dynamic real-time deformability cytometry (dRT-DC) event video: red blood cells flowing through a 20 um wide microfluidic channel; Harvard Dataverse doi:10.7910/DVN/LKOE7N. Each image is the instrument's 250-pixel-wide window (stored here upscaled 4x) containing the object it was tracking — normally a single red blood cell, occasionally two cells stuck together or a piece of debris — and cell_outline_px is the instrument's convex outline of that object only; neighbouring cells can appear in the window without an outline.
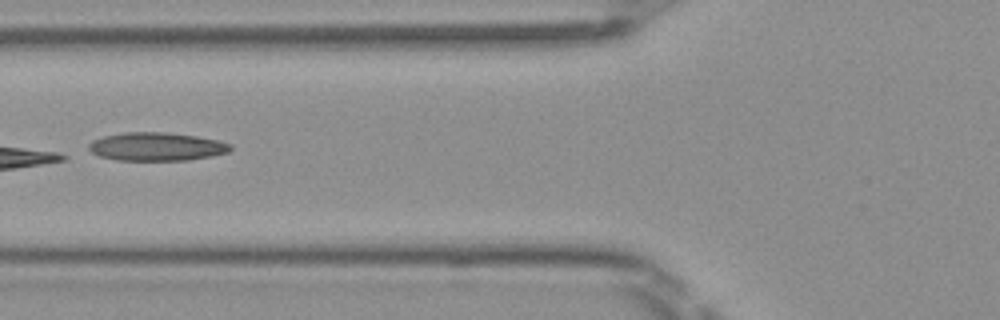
{"species": "Egyptian fruit bat (a non-hibernating species)", "species_latin": "Rousettus aegyptiacus", "temperature_condition": "room temperature", "stored_images_in_passage": 7, "camera_frame_rate_fps": 3000, "um_per_image_px": 0.085, "frame": {"image": 1, "passage_image": 6, "time_ms": 1.667, "image_size_px": [1000, 320], "cell_outline_px": [[232, 148], [228, 152], [212, 156], [188, 160], [116, 160], [100, 156], [92, 152], [88, 148], [88, 144], [92, 140], [104, 136], [124, 132], [168, 132], [196, 136], [216, 140], [232, 144]], "centroid_in_image_um": [13.3, 12.46], "position_along_channel_um": 112.5, "area_um2": 23.41}}
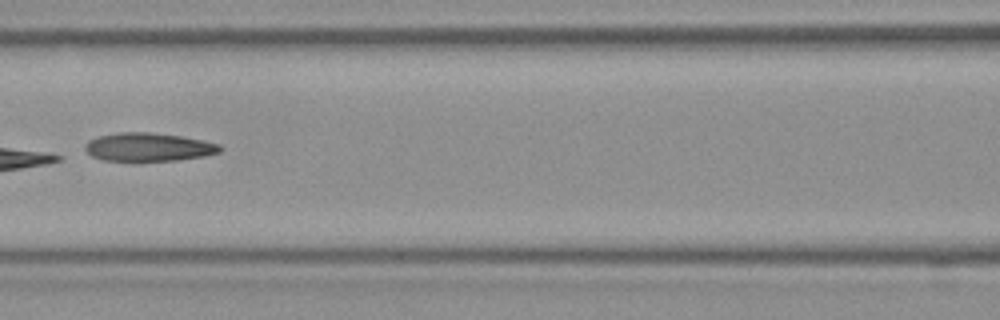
{"frame": {"image": 2, "passage_image": 7, "time_ms": 2.0, "image_size_px": [1000, 320], "cell_outline_px": [[224, 148], [220, 152], [204, 156], [176, 160], [104, 160], [92, 156], [84, 148], [84, 144], [88, 140], [96, 136], [116, 132], [152, 132], [180, 136], [204, 140], [220, 144]], "centroid_in_image_um": [12.62, 12.48], "position_along_channel_um": 154.0, "area_um2": 22.37}}